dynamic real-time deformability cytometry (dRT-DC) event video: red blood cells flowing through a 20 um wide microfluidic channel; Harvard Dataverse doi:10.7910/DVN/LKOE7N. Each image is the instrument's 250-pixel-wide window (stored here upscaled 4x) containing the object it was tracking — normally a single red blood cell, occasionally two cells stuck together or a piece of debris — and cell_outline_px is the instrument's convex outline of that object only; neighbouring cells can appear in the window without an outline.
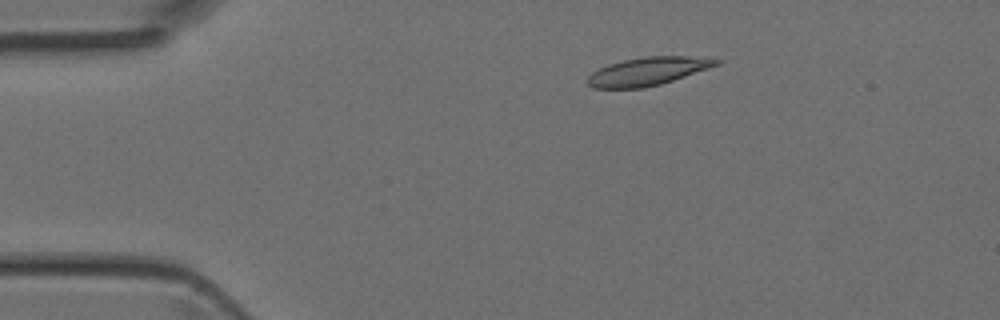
{"species": "Egyptian fruit bat (a non-hibernating species)", "species_latin": "Rousettus aegyptiacus", "temperature_condition": "room temperature", "stored_images_in_passage": 5, "camera_frame_rate_fps": 3000, "um_per_image_px": 0.085, "animal": {"sex": "female"}, "frame": {"image": 1, "passage_image": 3, "time_ms": 0.667, "image_size_px": [1000, 320], "cell_outline_px": [[720, 64], [660, 84], [644, 88], [592, 88], [584, 80], [592, 72], [608, 64], [624, 60], [644, 56], [684, 56], [720, 60]], "centroid_in_image_um": [54.98, 6.07], "position_along_channel_um": 30.0, "area_um2": 20.87}}
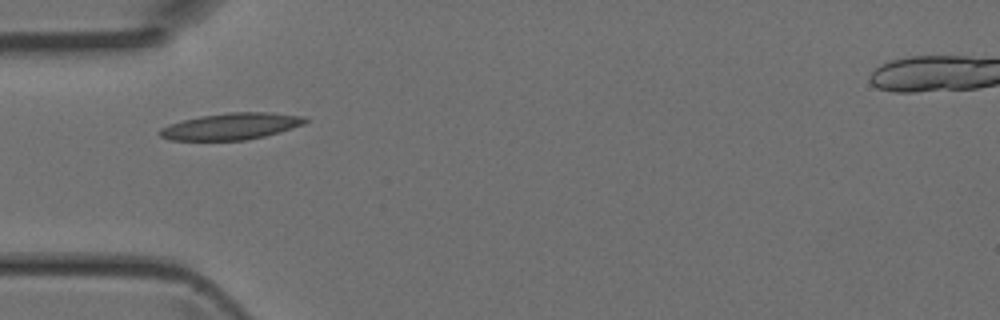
{"frame": {"image": 2, "passage_image": 5, "time_ms": 1.333, "image_size_px": [1000, 320], "cell_outline_px": [[308, 120], [304, 124], [280, 132], [264, 136], [244, 140], [168, 140], [160, 136], [156, 132], [160, 128], [168, 124], [200, 116], [228, 112], [268, 112], [304, 116]], "centroid_in_image_um": [19.61, 10.73], "position_along_channel_um": 65.4, "area_um2": 22.6}}